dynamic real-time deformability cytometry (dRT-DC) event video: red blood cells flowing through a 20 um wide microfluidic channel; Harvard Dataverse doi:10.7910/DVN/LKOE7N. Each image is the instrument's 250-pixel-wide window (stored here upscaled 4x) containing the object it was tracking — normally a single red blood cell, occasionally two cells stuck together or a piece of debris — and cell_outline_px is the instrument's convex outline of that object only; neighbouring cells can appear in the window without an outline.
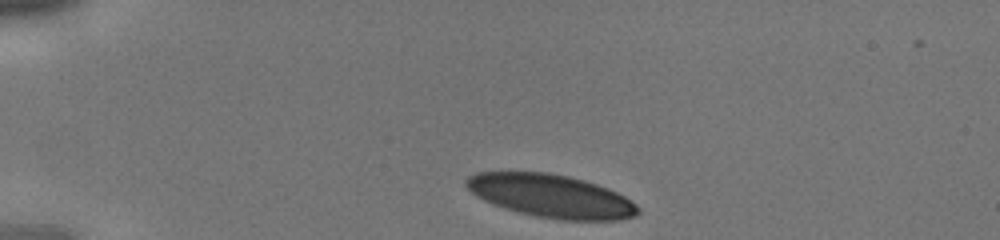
{"species": "human", "species_latin": "Homo sapiens", "temperature_condition": "cold", "stored_images_in_passage": 28, "camera_frame_rate_fps": 3000, "um_per_image_px": 0.085, "donor": {"sex": "male"}, "frame": {"image": 1, "passage_image": 1, "time_ms": 0.0, "image_size_px": [1000, 240], "cell_outline_px": [[640, 212], [636, 216], [620, 220], [560, 220], [536, 216], [504, 208], [492, 204], [476, 196], [464, 184], [464, 180], [468, 176], [476, 172], [544, 172], [568, 176], [584, 180], [608, 188], [624, 196], [636, 204], [640, 208]], "centroid_in_image_um": [46.84, 16.66], "position_along_channel_um": 38.2, "area_um2": 43.18}}
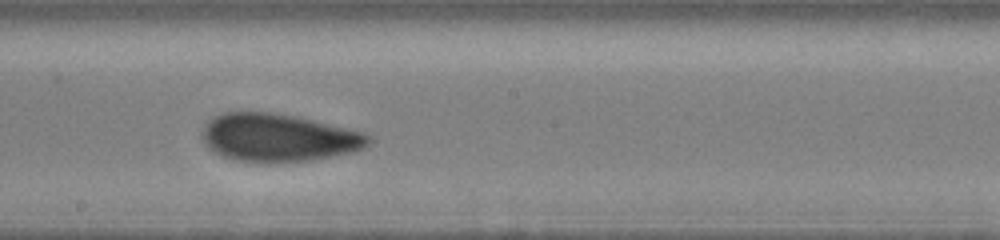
{"frame": {"image": 2, "passage_image": 16, "time_ms": 5.0, "image_size_px": [1000, 240], "cell_outline_px": [[372, 140], [364, 148], [356, 152], [312, 160], [276, 164], [256, 164], [236, 160], [224, 156], [208, 148], [200, 136], [200, 132], [204, 124], [212, 116], [224, 112], [268, 112], [292, 116], [312, 120], [364, 132], [372, 136]], "centroid_in_image_um": [23.64, 11.73], "position_along_channel_um": 224.6, "area_um2": 47.28}}
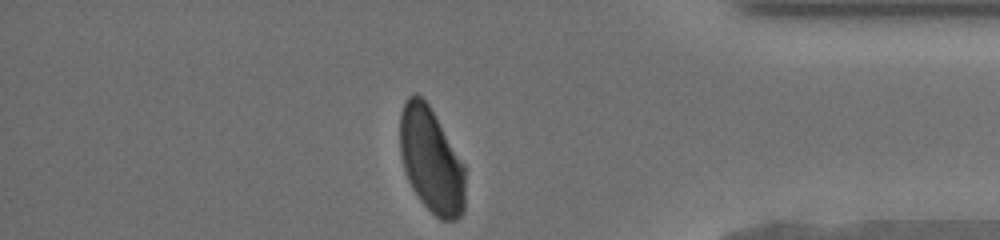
{"frame": {"image": 3, "passage_image": 28, "time_ms": 9.0, "image_size_px": [1000, 240], "cell_outline_px": [[464, 212], [456, 220], [440, 220], [420, 200], [412, 188], [408, 180], [404, 168], [400, 152], [400, 112], [404, 100], [412, 92], [416, 92], [428, 104], [464, 164]], "centroid_in_image_um": [36.63, 13.61], "position_along_channel_um": 398.6, "area_um2": 39.82}}